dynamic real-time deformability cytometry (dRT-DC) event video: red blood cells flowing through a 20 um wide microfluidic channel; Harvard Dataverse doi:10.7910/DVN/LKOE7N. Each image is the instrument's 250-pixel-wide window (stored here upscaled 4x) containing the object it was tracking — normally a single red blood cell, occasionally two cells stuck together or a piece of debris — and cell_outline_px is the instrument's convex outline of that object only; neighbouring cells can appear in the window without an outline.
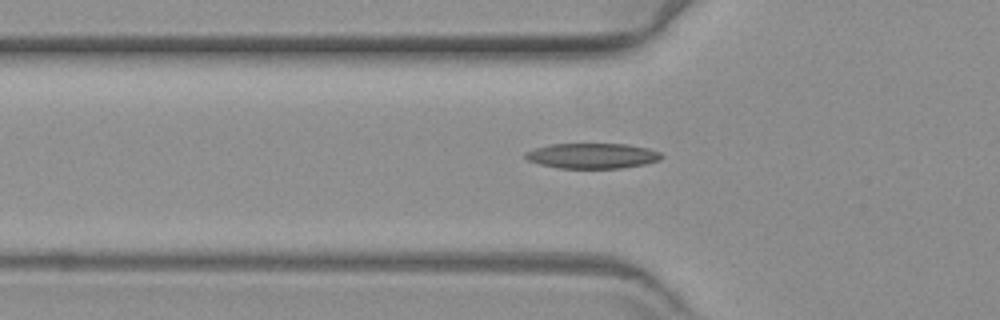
{"species": "common noctule bat (a hibernating species)", "species_latin": "Nyctalus noctula", "temperature_condition": "warm", "stored_images_in_passage": 37, "camera_frame_rate_fps": 3000, "um_per_image_px": 0.085, "animal": {"sex": "female", "body_mass_g": 19.3, "forearm_length_mm": 54.1}, "frame": {"image": 1, "passage_image": 3, "time_ms": 0.667, "image_size_px": [1000, 320], "cell_outline_px": [[664, 156], [660, 160], [644, 164], [620, 168], [560, 168], [540, 164], [528, 160], [524, 156], [524, 152], [536, 148], [552, 144], [628, 144], [648, 148], [660, 152]], "centroid_in_image_um": [50.37, 13.24], "position_along_channel_um": 75.4, "area_um2": 20.0}}
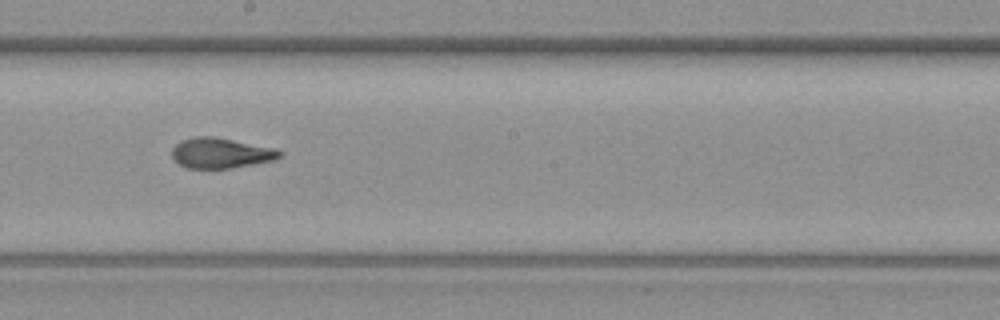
{"frame": {"image": 2, "passage_image": 16, "time_ms": 5.0, "image_size_px": [1000, 320], "cell_outline_px": [[284, 152], [280, 156], [272, 160], [252, 164], [228, 168], [188, 168], [180, 164], [172, 156], [172, 148], [180, 140], [196, 136], [212, 136], [276, 148]], "centroid_in_image_um": [18.76, 12.99], "position_along_channel_um": 229.4, "area_um2": 18.84}}
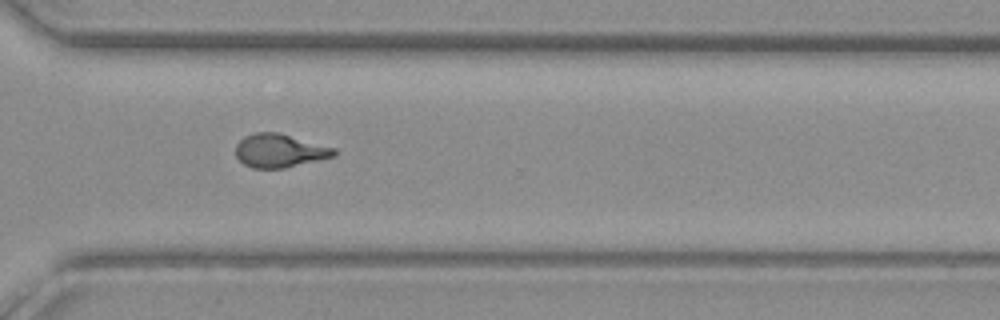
{"frame": {"image": 3, "passage_image": 26, "time_ms": 8.333, "image_size_px": [1000, 320], "cell_outline_px": [[336, 156], [284, 168], [252, 168], [244, 164], [236, 156], [236, 144], [244, 136], [256, 132], [280, 132], [336, 148]], "centroid_in_image_um": [23.78, 12.8], "position_along_channel_um": 346.8, "area_um2": 19.31}}